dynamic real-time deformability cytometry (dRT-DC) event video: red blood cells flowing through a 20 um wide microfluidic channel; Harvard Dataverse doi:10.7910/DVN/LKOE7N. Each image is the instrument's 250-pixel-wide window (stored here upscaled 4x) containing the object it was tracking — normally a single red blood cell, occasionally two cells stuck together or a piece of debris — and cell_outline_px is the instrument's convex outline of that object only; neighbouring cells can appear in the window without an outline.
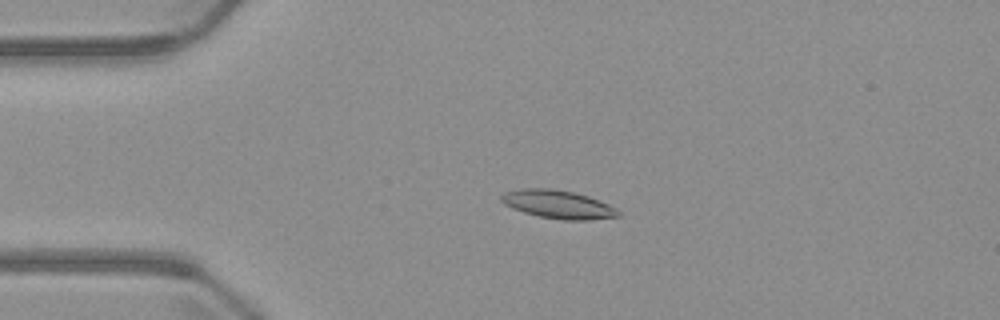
{"species": "common noctule bat (a hibernating species)", "species_latin": "Nyctalus noctula", "temperature_condition": "warm", "stored_images_in_passage": 3, "camera_frame_rate_fps": 3000, "um_per_image_px": 0.085, "animal": {"sex": "male", "body_mass_g": 23.1, "forearm_length_mm": 52.7}, "frame": {"image": 1, "passage_image": 2, "time_ms": 1.333, "image_size_px": [1000, 320], "cell_outline_px": [[620, 216], [588, 220], [564, 220], [540, 216], [524, 212], [512, 208], [504, 204], [500, 200], [500, 196], [504, 192], [520, 188], [552, 188], [572, 192], [588, 196], [608, 204], [616, 208], [620, 212]], "centroid_in_image_um": [47.41, 17.36], "position_along_channel_um": 37.6, "area_um2": 19.25}}